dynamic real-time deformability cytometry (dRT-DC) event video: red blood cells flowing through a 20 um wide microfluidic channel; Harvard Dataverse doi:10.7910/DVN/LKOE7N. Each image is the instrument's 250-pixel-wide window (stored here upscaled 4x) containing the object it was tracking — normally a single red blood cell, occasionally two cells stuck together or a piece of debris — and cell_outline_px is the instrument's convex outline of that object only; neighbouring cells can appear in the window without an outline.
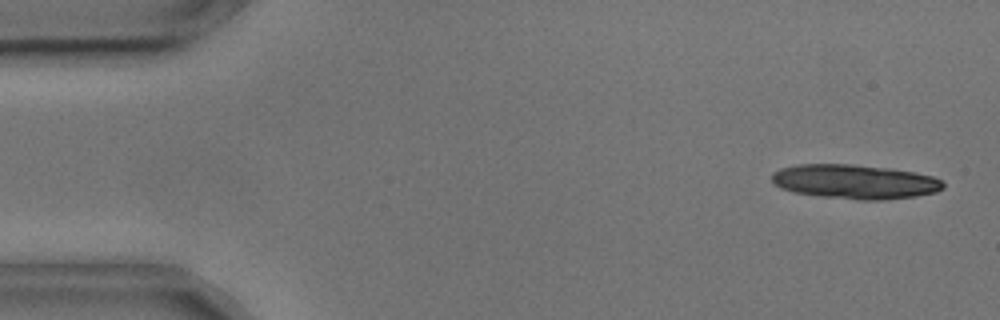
{"species": "common noctule bat (a hibernating species)", "species_latin": "Nyctalus noctula", "temperature_condition": "cold", "stored_images_in_passage": 54, "camera_frame_rate_fps": 3000, "um_per_image_px": 0.085, "animal": {"sex": "male", "body_mass_g": 17.9, "forearm_length_mm": 54.2}, "frame": {"image": 1, "passage_image": 2, "time_ms": 0.333, "image_size_px": [1000, 320], "cell_outline_px": [[944, 188], [936, 192], [916, 196], [884, 200], [856, 200], [820, 196], [792, 192], [780, 188], [772, 180], [772, 172], [780, 168], [796, 164], [852, 164], [888, 168], [912, 172], [932, 176], [940, 180], [944, 184]], "centroid_in_image_um": [72.63, 15.45], "position_along_channel_um": 12.4, "area_um2": 34.39}}
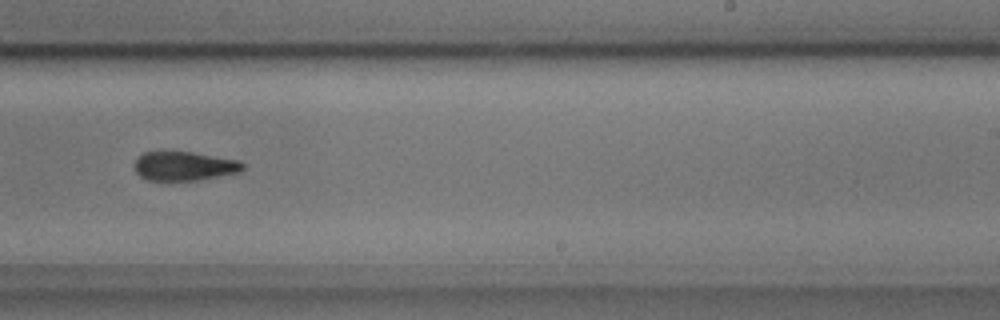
{"frame": {"image": 2, "passage_image": 33, "time_ms": 10.667, "image_size_px": [1000, 320], "cell_outline_px": [[244, 168], [240, 172], [196, 180], [148, 180], [140, 176], [136, 172], [132, 164], [136, 156], [144, 152], [192, 152], [240, 160], [244, 164]], "centroid_in_image_um": [15.62, 14.11], "position_along_channel_um": 273.4, "area_um2": 18.44}}
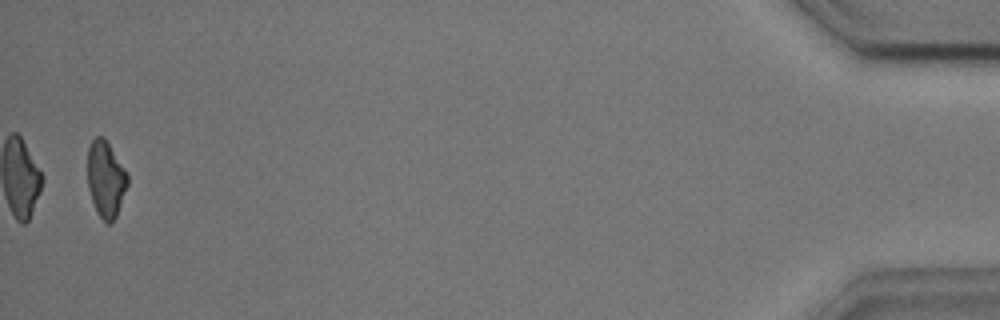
{"frame": {"image": 3, "passage_image": 53, "time_ms": 17.333, "image_size_px": [1000, 320], "cell_outline_px": [[128, 184], [116, 216], [112, 224], [108, 224], [96, 212], [88, 188], [88, 148], [92, 140], [96, 136], [104, 136], [128, 176]], "centroid_in_image_um": [8.98, 15.23], "position_along_channel_um": 426.2, "area_um2": 17.57}, "authors_computed_cell_mechanics": {"area_um2": 20.1144, "velocity_mm_per_s": 3.6483, "shape_relaxation_time_tau1_ms": 5.2658, "shape_relaxation_time_tau2_ms": 7.2031, "deformation_change_tau1": 0.113, "deformation_change_tau2": 0.1437}}